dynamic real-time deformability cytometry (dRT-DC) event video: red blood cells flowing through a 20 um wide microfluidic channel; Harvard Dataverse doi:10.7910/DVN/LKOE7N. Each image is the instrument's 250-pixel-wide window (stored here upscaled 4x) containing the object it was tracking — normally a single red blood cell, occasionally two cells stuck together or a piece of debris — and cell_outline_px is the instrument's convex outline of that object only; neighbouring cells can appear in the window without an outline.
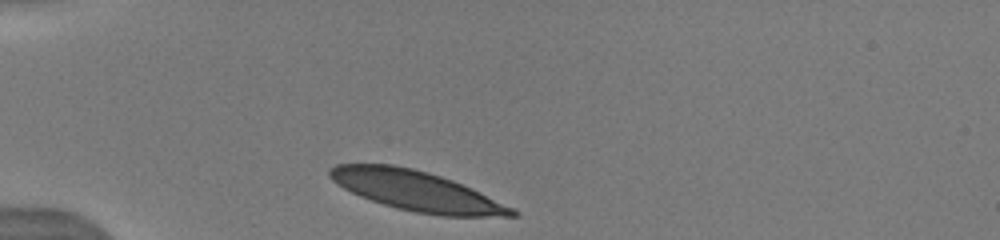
{"species": "human", "species_latin": "Homo sapiens", "temperature_condition": "warm", "stored_images_in_passage": 8, "camera_frame_rate_fps": 3000, "um_per_image_px": 0.085, "donor": {"sex": "male"}, "frame": {"image": 1, "passage_image": 1, "time_ms": 0.0, "image_size_px": [1000, 240], "cell_outline_px": [[520, 216], [440, 216], [416, 212], [396, 208], [360, 196], [336, 184], [328, 176], [328, 168], [336, 164], [392, 164], [412, 168], [428, 172], [452, 180], [472, 188], [516, 208], [520, 212]], "centroid_in_image_um": [35.43, 16.23], "position_along_channel_um": 49.6, "area_um2": 42.48}}